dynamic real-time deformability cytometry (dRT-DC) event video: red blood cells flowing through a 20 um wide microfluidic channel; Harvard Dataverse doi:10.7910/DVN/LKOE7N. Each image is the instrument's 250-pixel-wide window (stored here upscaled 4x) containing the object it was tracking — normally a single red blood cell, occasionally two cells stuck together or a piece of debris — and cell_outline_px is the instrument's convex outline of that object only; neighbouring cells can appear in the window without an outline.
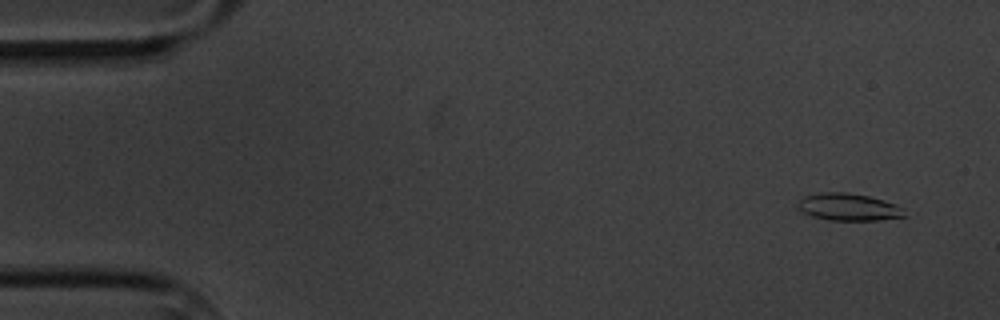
{"species": "common noctule bat (a hibernating species)", "species_latin": "Nyctalus noctula", "temperature_condition": "cold", "stored_images_in_passage": 4, "camera_frame_rate_fps": 3000, "um_per_image_px": 0.085, "animal": {"sex": "male", "body_mass_g": 20.1, "forearm_length_mm": 53.5}, "frame": {"image": 1, "passage_image": 1, "time_ms": 0.0, "image_size_px": [1000, 320], "cell_outline_px": [[908, 216], [880, 220], [828, 220], [812, 216], [804, 212], [796, 204], [804, 196], [820, 192], [848, 192], [868, 196], [884, 200], [896, 204], [904, 208]], "centroid_in_image_um": [72.18, 17.59], "position_along_channel_um": 12.8, "area_um2": 17.05}}